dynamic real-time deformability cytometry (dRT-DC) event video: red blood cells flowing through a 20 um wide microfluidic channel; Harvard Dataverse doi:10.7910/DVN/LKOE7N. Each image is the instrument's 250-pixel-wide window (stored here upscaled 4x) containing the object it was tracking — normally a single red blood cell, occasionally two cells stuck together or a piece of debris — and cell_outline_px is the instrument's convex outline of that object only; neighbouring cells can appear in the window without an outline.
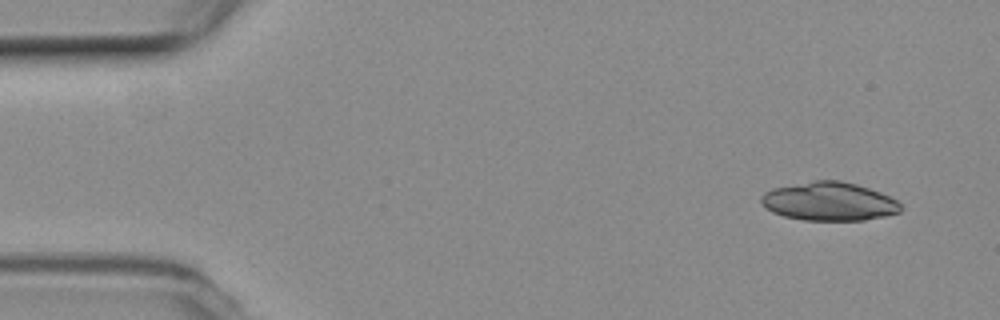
{"species": "common noctule bat (a hibernating species)", "species_latin": "Nyctalus noctula", "temperature_condition": "room temperature", "stored_images_in_passage": 8, "camera_frame_rate_fps": 3000, "um_per_image_px": 0.085, "animal": {"sex": "female", "body_mass_g": 19.3, "forearm_length_mm": 54.1}, "frame": {"image": 1, "passage_image": 1, "time_ms": 0.0, "image_size_px": [1000, 320], "cell_outline_px": [[900, 212], [884, 216], [864, 220], [804, 220], [784, 216], [772, 212], [760, 200], [760, 196], [764, 192], [772, 188], [816, 180], [840, 180], [856, 184], [880, 192], [896, 200], [900, 204]], "centroid_in_image_um": [70.46, 17.12], "position_along_channel_um": 14.5, "area_um2": 31.1}}